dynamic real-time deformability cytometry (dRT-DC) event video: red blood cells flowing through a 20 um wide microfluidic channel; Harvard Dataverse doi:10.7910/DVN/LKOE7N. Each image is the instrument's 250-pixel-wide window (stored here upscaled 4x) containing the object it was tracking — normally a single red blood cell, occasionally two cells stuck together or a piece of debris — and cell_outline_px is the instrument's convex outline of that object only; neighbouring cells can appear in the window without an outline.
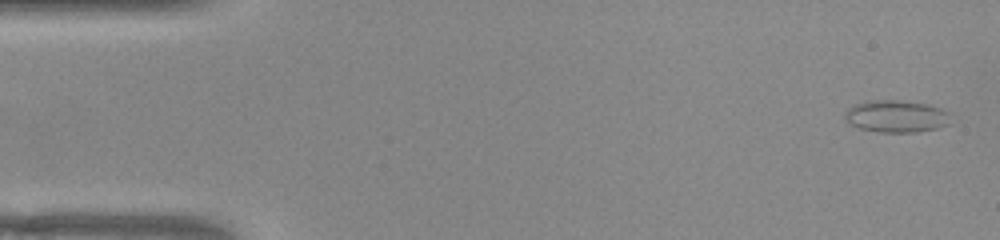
{"species": "common noctule bat (a hibernating species)", "species_latin": "Nyctalus noctula", "temperature_condition": "warm", "stored_images_in_passage": 53, "camera_frame_rate_fps": 3000, "um_per_image_px": 0.085, "animal": {"sex": "female", "body_mass_g": 22.0, "forearm_length_mm": 56.7}, "frame": {"image": 1, "passage_image": 2, "time_ms": 0.333, "image_size_px": [1000, 240], "cell_outline_px": [[948, 124], [936, 128], [920, 132], [880, 132], [856, 128], [848, 124], [844, 120], [844, 112], [852, 104], [868, 100], [900, 100], [928, 104], [940, 108], [948, 112]], "centroid_in_image_um": [76.09, 9.88], "position_along_channel_um": 8.9, "area_um2": 20.11}}
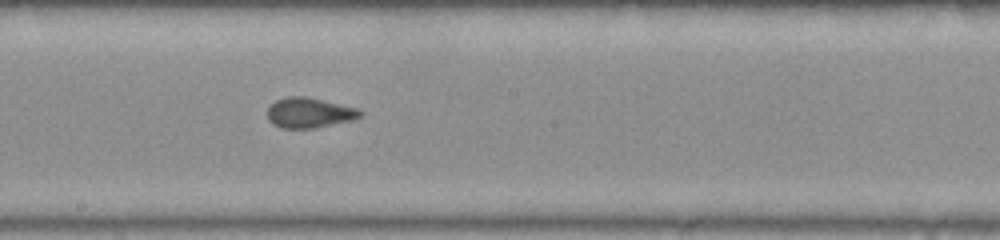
{"frame": {"image": 2, "passage_image": 28, "time_ms": 9.0, "image_size_px": [1000, 240], "cell_outline_px": [[364, 112], [360, 116], [352, 120], [316, 128], [280, 128], [272, 124], [268, 120], [268, 104], [276, 100], [288, 96], [304, 96], [360, 108]], "centroid_in_image_um": [26.28, 9.58], "position_along_channel_um": 221.9, "area_um2": 16.53}}
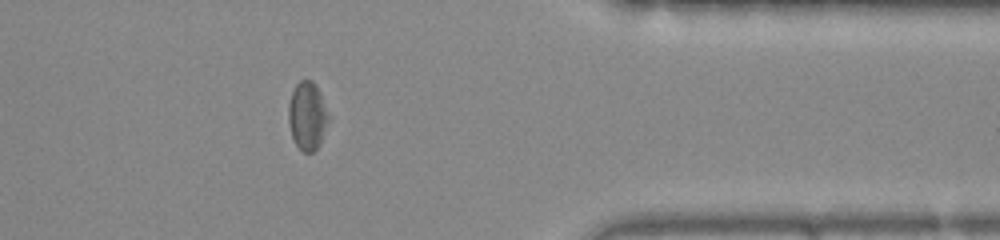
{"frame": {"image": 3, "passage_image": 42, "time_ms": 13.667, "image_size_px": [1000, 240], "cell_outline_px": [[328, 120], [320, 144], [312, 152], [304, 152], [296, 144], [292, 136], [288, 124], [288, 104], [292, 92], [296, 84], [300, 80], [312, 80], [316, 84], [320, 92], [328, 116]], "centroid_in_image_um": [26.1, 9.83], "position_along_channel_um": 385.3, "area_um2": 15.72}, "authors_computed_cell_mechanics": {"area_um2": 16.5308, "velocity_mm_per_s": 3.9026, "shape_relaxation_time_tau1_ms": 4.8729, "shape_relaxation_time_tau2_ms": 1.2852, "deformation_change_tau1": 0.1015, "deformation_change_tau2": 0.0656}}